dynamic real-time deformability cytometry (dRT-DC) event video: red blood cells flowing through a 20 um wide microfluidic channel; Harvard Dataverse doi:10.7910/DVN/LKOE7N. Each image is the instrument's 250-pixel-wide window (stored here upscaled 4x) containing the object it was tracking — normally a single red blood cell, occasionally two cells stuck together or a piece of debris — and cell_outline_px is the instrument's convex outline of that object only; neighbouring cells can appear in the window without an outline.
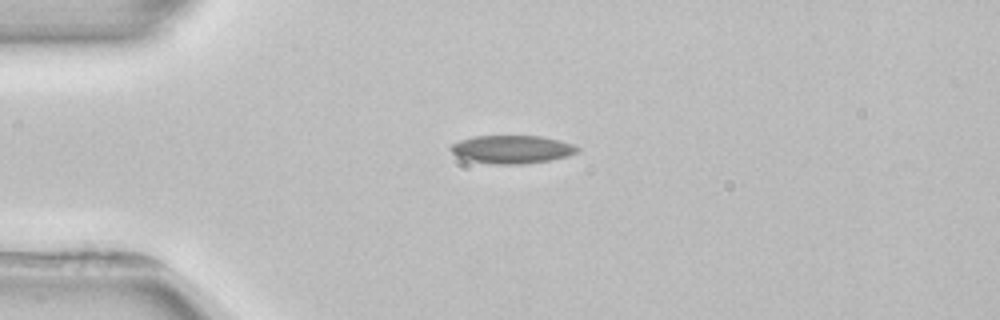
{"species": "common noctule bat (a hibernating species)", "species_latin": "Nyctalus noctula", "temperature_condition": "room temperature", "stored_images_in_passage": 4, "camera_frame_rate_fps": 3000, "um_per_image_px": 0.085, "animal": {"sex": "female", "body_mass_g": 22.7, "forearm_length_mm": 54.2}, "frame": {"image": 1, "passage_image": 3, "time_ms": 2.667, "image_size_px": [1000, 320], "cell_outline_px": [[580, 148], [576, 152], [568, 156], [548, 160], [520, 164], [496, 164], [468, 160], [456, 156], [448, 148], [452, 144], [460, 140], [476, 136], [540, 136], [560, 140], [572, 144]], "centroid_in_image_um": [43.49, 12.69], "position_along_channel_um": 41.5, "area_um2": 20.58}}